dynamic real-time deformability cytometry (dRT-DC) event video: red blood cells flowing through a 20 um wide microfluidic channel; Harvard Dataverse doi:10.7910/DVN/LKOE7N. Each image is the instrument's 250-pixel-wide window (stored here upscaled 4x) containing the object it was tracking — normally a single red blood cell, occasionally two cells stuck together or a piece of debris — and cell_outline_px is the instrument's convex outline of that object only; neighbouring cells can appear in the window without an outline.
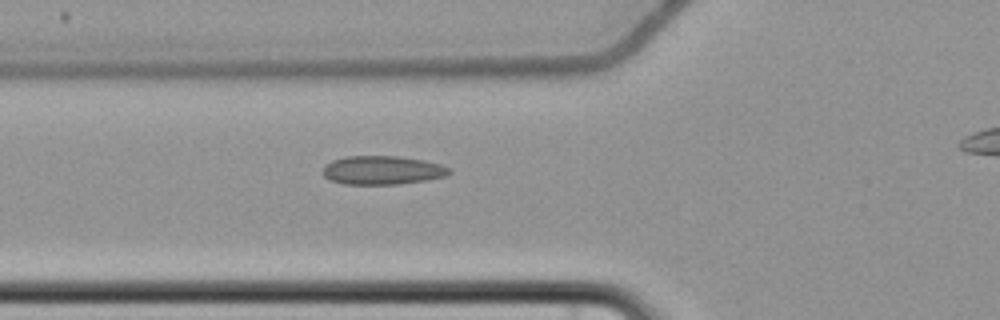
{"species": "common noctule bat (a hibernating species)", "species_latin": "Nyctalus noctula", "temperature_condition": "cold", "stored_images_in_passage": 6, "camera_frame_rate_fps": 3000, "um_per_image_px": 0.085, "animal": {"sex": "female", "body_mass_g": 22.7, "forearm_length_mm": 54.2}, "frame": {"image": 1, "passage_image": 5, "time_ms": 5.0, "image_size_px": [1000, 320], "cell_outline_px": [[452, 172], [444, 176], [428, 180], [400, 184], [344, 184], [328, 180], [320, 172], [324, 164], [332, 160], [344, 156], [396, 156], [424, 160], [440, 164], [448, 168]], "centroid_in_image_um": [32.43, 14.47], "position_along_channel_um": 93.4, "area_um2": 21.39}}